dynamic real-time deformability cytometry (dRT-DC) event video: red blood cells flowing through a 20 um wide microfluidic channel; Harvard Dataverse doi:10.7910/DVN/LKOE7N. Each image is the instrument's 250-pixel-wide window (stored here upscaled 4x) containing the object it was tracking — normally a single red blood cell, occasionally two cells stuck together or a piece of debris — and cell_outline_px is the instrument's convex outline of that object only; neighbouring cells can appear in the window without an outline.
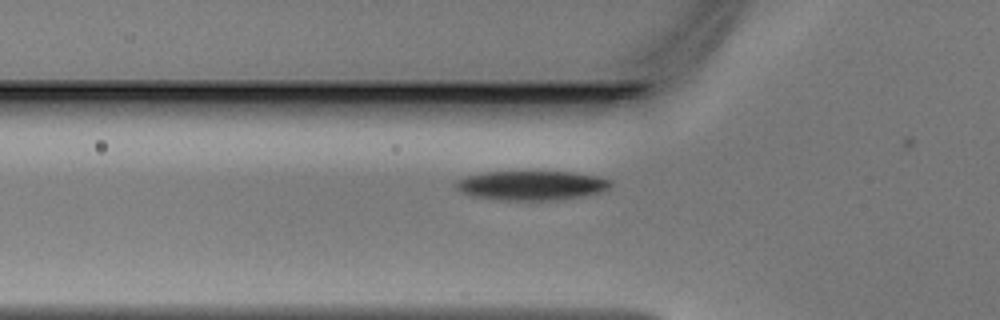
{"species": "Egyptian fruit bat (a non-hibernating species)", "species_latin": "Rousettus aegyptiacus", "temperature_condition": "warm", "stored_images_in_passage": 16, "camera_frame_rate_fps": 3000, "um_per_image_px": 0.085, "animal": {"sex": "male"}, "frame": {"image": 1, "passage_image": 9, "time_ms": 2.667, "image_size_px": [1000, 320], "cell_outline_px": [[612, 184], [608, 188], [600, 192], [580, 196], [556, 200], [504, 200], [472, 196], [460, 192], [456, 188], [456, 180], [468, 176], [484, 172], [572, 172], [596, 176], [612, 180]], "centroid_in_image_um": [45.17, 15.76], "position_along_channel_um": 80.6, "area_um2": 26.3}}
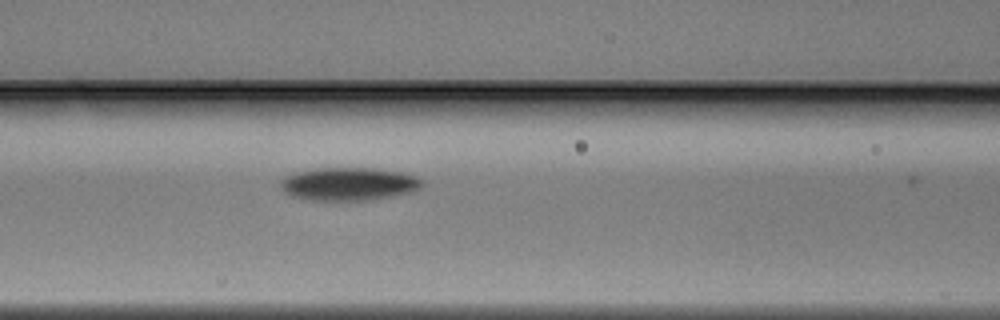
{"frame": {"image": 2, "passage_image": 13, "time_ms": 4.0, "image_size_px": [1000, 320], "cell_outline_px": [[424, 184], [420, 188], [408, 192], [368, 200], [312, 200], [292, 196], [284, 192], [280, 184], [280, 180], [284, 176], [296, 172], [316, 168], [376, 168], [400, 172], [416, 176], [424, 180]], "centroid_in_image_um": [29.62, 15.62], "position_along_channel_um": 137.0, "area_um2": 27.17}}